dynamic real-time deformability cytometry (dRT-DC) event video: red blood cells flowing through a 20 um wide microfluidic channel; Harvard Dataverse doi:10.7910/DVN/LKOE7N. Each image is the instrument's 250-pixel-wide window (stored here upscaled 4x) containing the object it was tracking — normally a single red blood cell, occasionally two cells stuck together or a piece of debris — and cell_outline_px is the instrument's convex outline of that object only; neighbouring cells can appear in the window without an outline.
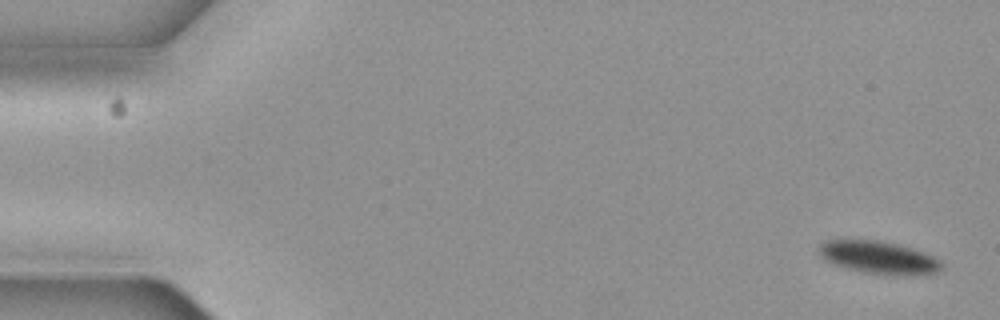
{"species": "common noctule bat (a hibernating species)", "species_latin": "Nyctalus noctula", "temperature_condition": "cold", "stored_images_in_passage": 6, "camera_frame_rate_fps": 3000, "um_per_image_px": 0.085, "animal": {"sex": "female", "body_mass_g": 19.3, "forearm_length_mm": 54.1}, "frame": {"image": 1, "passage_image": 1, "time_ms": 0.0, "image_size_px": [1000, 320], "cell_outline_px": [[944, 264], [936, 272], [912, 276], [896, 276], [860, 272], [832, 264], [824, 260], [820, 256], [820, 244], [828, 240], [872, 240], [892, 244], [908, 248], [932, 256], [940, 260]], "centroid_in_image_um": [74.66, 21.93], "position_along_channel_um": 10.3, "area_um2": 23.12}}
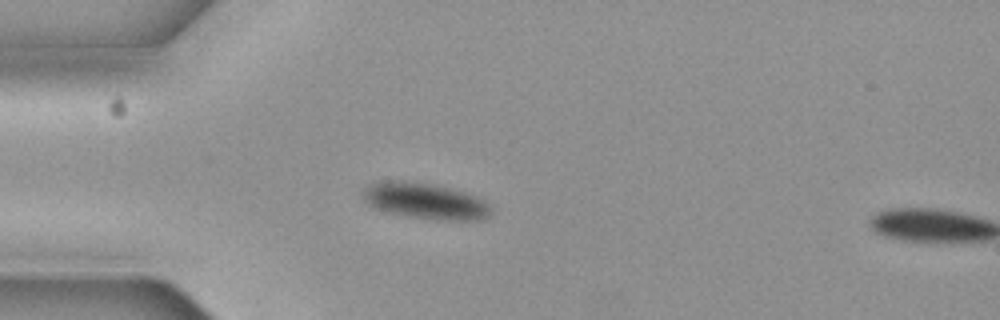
{"frame": {"image": 2, "passage_image": 5, "time_ms": 1.333, "image_size_px": [1000, 320], "cell_outline_px": [[488, 216], [484, 220], [436, 220], [408, 216], [388, 212], [376, 208], [368, 204], [360, 196], [360, 192], [368, 184], [380, 180], [404, 180], [436, 184], [464, 192], [476, 196], [488, 204]], "centroid_in_image_um": [36.05, 17.06], "position_along_channel_um": 48.9, "area_um2": 27.17}}